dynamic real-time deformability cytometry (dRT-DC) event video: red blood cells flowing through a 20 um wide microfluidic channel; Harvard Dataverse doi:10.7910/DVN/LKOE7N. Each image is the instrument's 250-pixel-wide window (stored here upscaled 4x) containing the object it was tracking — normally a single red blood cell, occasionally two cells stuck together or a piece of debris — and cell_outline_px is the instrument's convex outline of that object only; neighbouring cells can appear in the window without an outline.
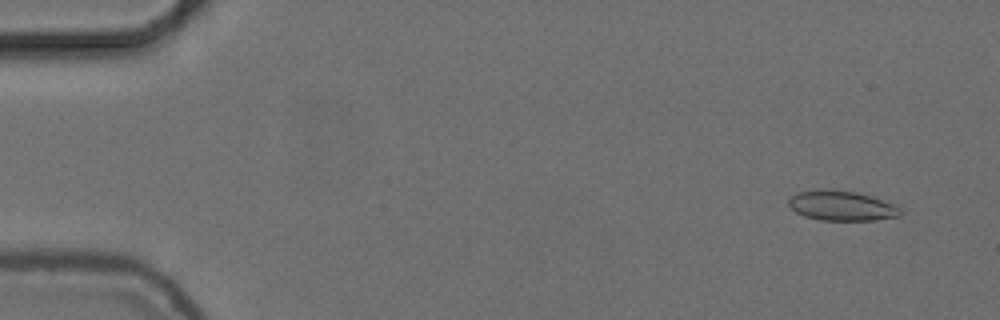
{"species": "common noctule bat (a hibernating species)", "species_latin": "Nyctalus noctula", "temperature_condition": "cold", "stored_images_in_passage": 53, "camera_frame_rate_fps": 3000, "um_per_image_px": 0.085, "animal": {"sex": "female", "body_mass_g": 24.6, "forearm_length_mm": 56.2}, "frame": {"image": 1, "passage_image": 2, "time_ms": 0.333, "image_size_px": [1000, 320], "cell_outline_px": [[900, 216], [872, 220], [820, 220], [804, 216], [796, 212], [788, 204], [788, 200], [792, 196], [800, 192], [856, 192], [872, 196], [892, 204], [900, 208]], "centroid_in_image_um": [71.57, 17.54], "position_along_channel_um": 13.4, "area_um2": 18.5}}
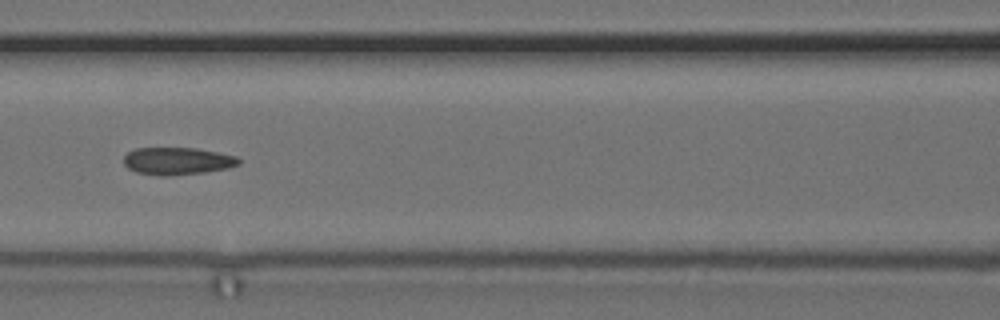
{"frame": {"image": 2, "passage_image": 23, "time_ms": 7.333, "image_size_px": [1000, 320], "cell_outline_px": [[240, 164], [228, 168], [204, 172], [164, 176], [160, 176], [136, 172], [128, 168], [124, 164], [124, 156], [128, 152], [136, 148], [196, 148], [236, 156], [240, 160]], "centroid_in_image_um": [15.06, 13.69], "position_along_channel_um": 151.5, "area_um2": 18.26}}
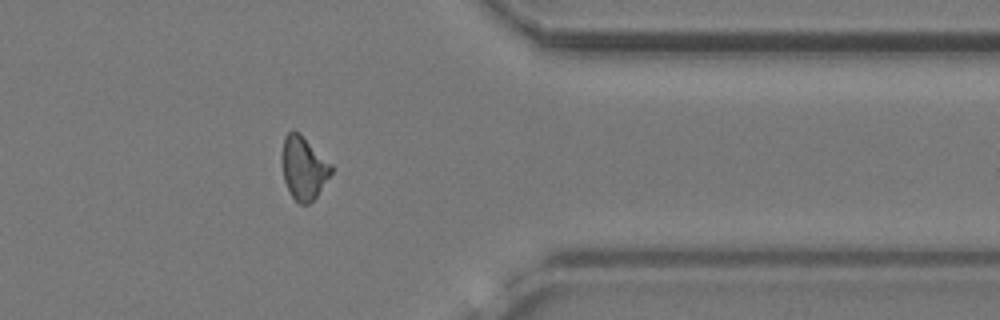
{"frame": {"image": 3, "passage_image": 43, "time_ms": 14.0, "image_size_px": [1000, 320], "cell_outline_px": [[332, 172], [316, 196], [308, 204], [300, 204], [292, 196], [284, 180], [280, 160], [280, 156], [284, 136], [292, 128], [300, 132], [332, 164]], "centroid_in_image_um": [25.77, 14.21], "position_along_channel_um": 385.6, "area_um2": 18.38}, "authors_computed_cell_mechanics": {"area_um2": 18.4382, "velocity_mm_per_s": 3.7187, "shape_relaxation_time_tau1_ms": 8.7586, "shape_relaxation_time_tau2_ms": 3.3555, "deformation_change_tau1": 0.1831, "deformation_change_tau2": 0.1084}}